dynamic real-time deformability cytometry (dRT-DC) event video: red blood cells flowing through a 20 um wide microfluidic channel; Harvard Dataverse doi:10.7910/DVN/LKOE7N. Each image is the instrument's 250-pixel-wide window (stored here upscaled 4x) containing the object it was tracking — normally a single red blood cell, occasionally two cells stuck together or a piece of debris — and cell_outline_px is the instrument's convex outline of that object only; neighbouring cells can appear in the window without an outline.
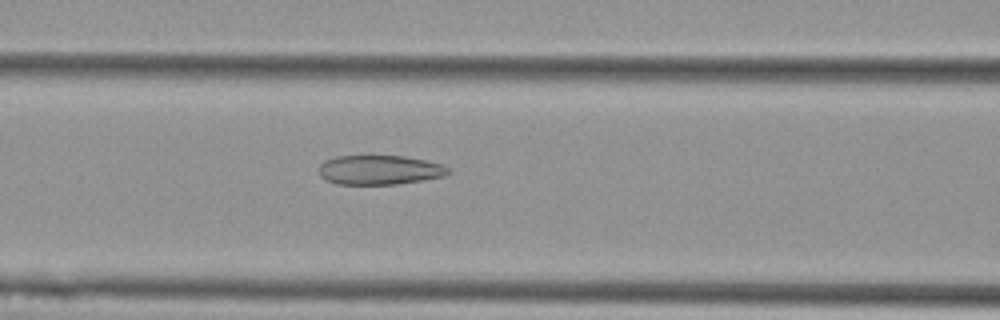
{"species": "Egyptian fruit bat (a non-hibernating species)", "species_latin": "Rousettus aegyptiacus", "temperature_condition": "cold", "stored_images_in_passage": 6, "camera_frame_rate_fps": 3000, "um_per_image_px": 0.085, "animal": {"sex": "female"}, "frame": {"image": 1, "passage_image": 6, "time_ms": 1.667, "image_size_px": [1000, 320], "cell_outline_px": [[452, 172], [444, 176], [396, 184], [336, 184], [320, 176], [320, 164], [324, 160], [336, 156], [404, 156], [444, 164], [452, 168]], "centroid_in_image_um": [32.3, 14.44], "position_along_channel_um": 134.3, "area_um2": 22.2}}